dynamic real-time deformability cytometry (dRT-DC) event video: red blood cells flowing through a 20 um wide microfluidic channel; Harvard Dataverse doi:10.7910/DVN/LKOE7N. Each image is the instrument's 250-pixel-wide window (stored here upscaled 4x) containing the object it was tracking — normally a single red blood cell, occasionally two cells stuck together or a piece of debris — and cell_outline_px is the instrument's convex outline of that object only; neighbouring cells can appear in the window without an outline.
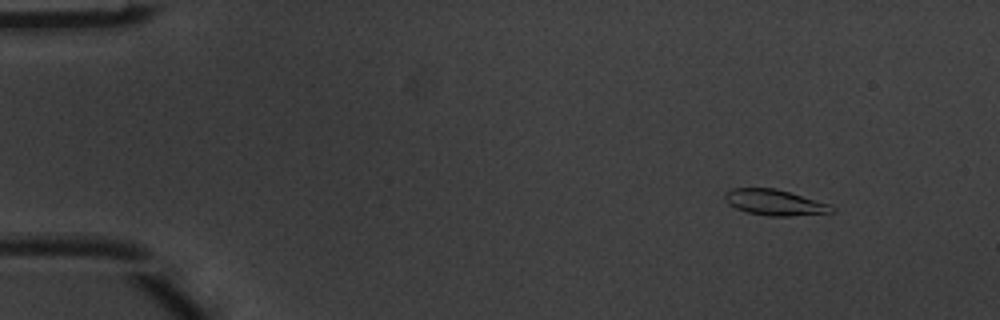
{"species": "common noctule bat (a hibernating species)", "species_latin": "Nyctalus noctula", "temperature_condition": "warm", "stored_images_in_passage": 4, "camera_frame_rate_fps": 3000, "um_per_image_px": 0.085, "animal": {"sex": "male", "body_mass_g": 20.1, "forearm_length_mm": 53.5}, "frame": {"image": 1, "passage_image": 1, "time_ms": 0.0, "image_size_px": [1000, 320], "cell_outline_px": [[836, 208], [832, 212], [788, 216], [768, 216], [744, 212], [728, 204], [724, 200], [724, 192], [732, 188], [776, 188], [832, 204]], "centroid_in_image_um": [65.83, 17.2], "position_along_channel_um": 19.2, "area_um2": 16.3}}